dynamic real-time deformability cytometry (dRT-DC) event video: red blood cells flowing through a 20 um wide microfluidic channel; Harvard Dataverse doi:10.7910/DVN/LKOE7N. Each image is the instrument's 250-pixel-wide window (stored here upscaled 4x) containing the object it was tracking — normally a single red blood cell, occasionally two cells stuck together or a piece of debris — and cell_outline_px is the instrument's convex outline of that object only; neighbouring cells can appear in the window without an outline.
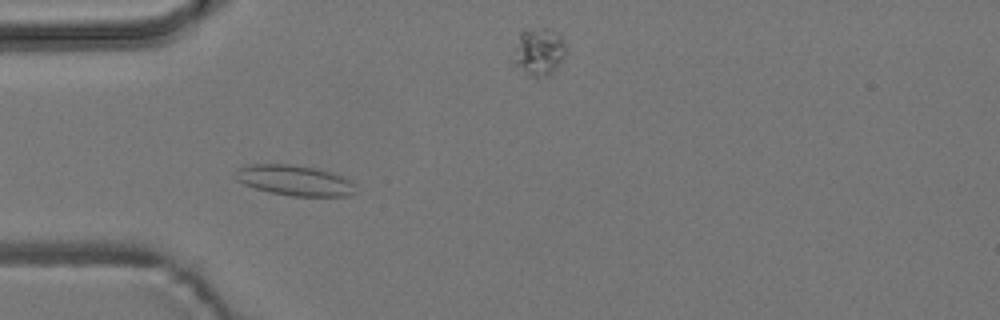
{"species": "common noctule bat (a hibernating species)", "species_latin": "Nyctalus noctula", "temperature_condition": "room temperature", "stored_images_in_passage": 3, "camera_frame_rate_fps": 3000, "um_per_image_px": 0.085, "animal": {"sex": "male", "body_mass_g": 19.2, "forearm_length_mm": 51.8}, "frame": {"image": 1, "passage_image": 1, "time_ms": 0.0, "image_size_px": [1000, 320], "cell_outline_px": [[352, 192], [348, 196], [292, 196], [272, 192], [256, 188], [244, 184], [236, 180], [236, 168], [252, 164], [292, 164], [316, 168], [340, 176], [348, 180], [352, 184]], "centroid_in_image_um": [24.96, 15.32], "position_along_channel_um": 60.0, "area_um2": 20.81}}
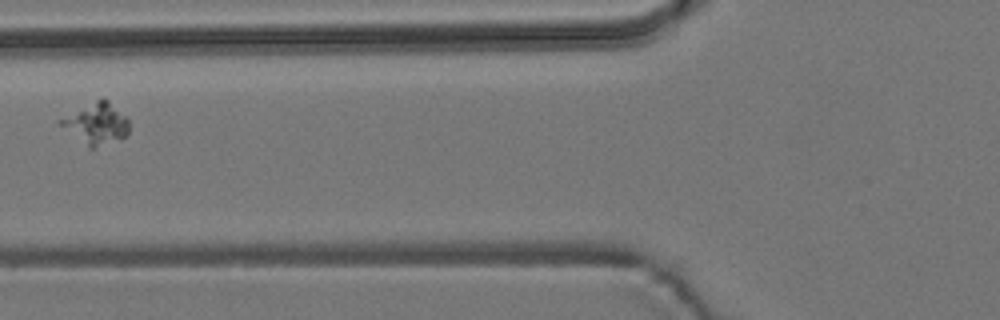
{"frame": {"image": 2, "passage_image": 3, "time_ms": 3.0, "image_size_px": [1000, 320], "cell_outline_px": [[128, 132], [120, 140], [92, 148], [88, 148], [56, 124], [56, 120], [96, 100], [108, 100], [128, 120]], "centroid_in_image_um": [8.11, 10.55], "position_along_channel_um": 117.7, "area_um2": 16.36}}